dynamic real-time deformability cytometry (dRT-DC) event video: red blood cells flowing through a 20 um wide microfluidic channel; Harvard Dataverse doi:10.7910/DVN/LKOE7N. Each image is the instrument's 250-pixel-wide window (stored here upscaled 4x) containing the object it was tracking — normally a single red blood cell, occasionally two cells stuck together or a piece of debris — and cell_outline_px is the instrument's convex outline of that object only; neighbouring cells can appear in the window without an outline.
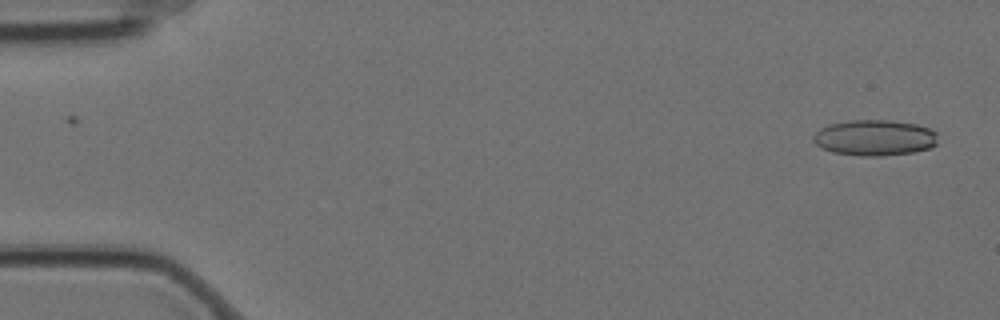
{"species": "Egyptian fruit bat (a non-hibernating species)", "species_latin": "Rousettus aegyptiacus", "temperature_condition": "cold", "stored_images_in_passage": 3, "camera_frame_rate_fps": 3000, "um_per_image_px": 0.085, "animal": {"sex": "female"}, "frame": {"image": 1, "passage_image": 3, "time_ms": 0.667, "image_size_px": [1000, 320], "cell_outline_px": [[936, 144], [928, 148], [912, 152], [880, 156], [860, 156], [832, 152], [820, 148], [812, 140], [812, 136], [820, 128], [828, 124], [852, 120], [888, 120], [916, 124], [928, 128], [936, 132]], "centroid_in_image_um": [74.29, 11.71], "position_along_channel_um": 10.7, "area_um2": 26.01}}